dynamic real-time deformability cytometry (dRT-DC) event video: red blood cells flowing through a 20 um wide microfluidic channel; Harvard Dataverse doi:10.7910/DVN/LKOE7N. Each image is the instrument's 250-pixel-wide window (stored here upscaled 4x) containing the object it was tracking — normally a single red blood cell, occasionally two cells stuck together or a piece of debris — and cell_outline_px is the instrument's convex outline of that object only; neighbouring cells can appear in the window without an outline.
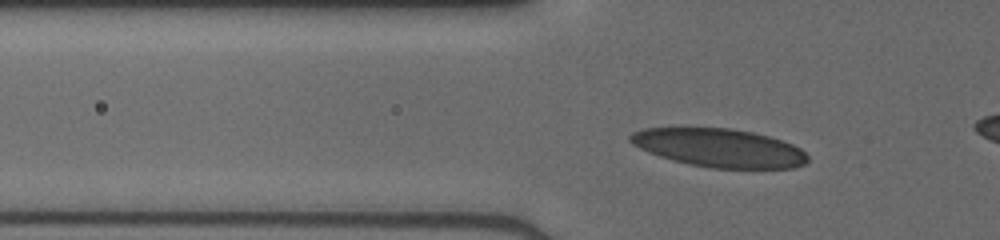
{"species": "human", "species_latin": "Homo sapiens", "temperature_condition": "cold", "stored_images_in_passage": 37, "camera_frame_rate_fps": 3000, "um_per_image_px": 0.085, "donor": {"sex": "male"}, "frame": {"image": 1, "passage_image": 9, "time_ms": 2.667, "image_size_px": [1000, 240], "cell_outline_px": [[808, 160], [804, 164], [792, 168], [712, 168], [688, 164], [660, 156], [648, 152], [632, 144], [628, 140], [628, 136], [632, 132], [644, 128], [728, 128], [752, 132], [768, 136], [792, 144], [800, 148], [808, 156]], "centroid_in_image_um": [61.11, 12.57], "position_along_channel_um": 64.7, "area_um2": 39.54}}
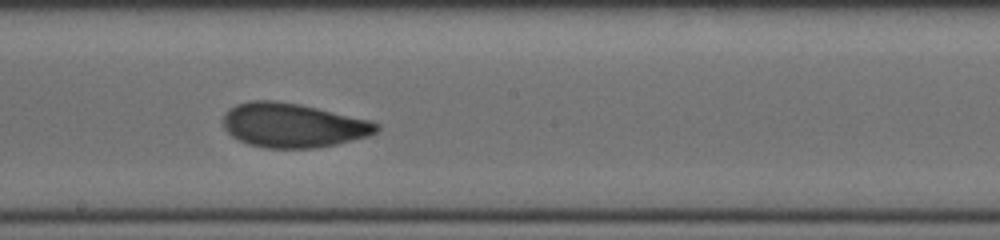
{"frame": {"image": 2, "passage_image": 21, "time_ms": 6.667, "image_size_px": [1000, 240], "cell_outline_px": [[380, 128], [376, 132], [368, 136], [336, 144], [312, 148], [264, 148], [248, 144], [232, 136], [224, 128], [224, 112], [228, 108], [236, 104], [248, 100], [276, 100], [300, 104], [372, 120], [380, 124]], "centroid_in_image_um": [24.9, 10.63], "position_along_channel_um": 223.3, "area_um2": 39.82}}
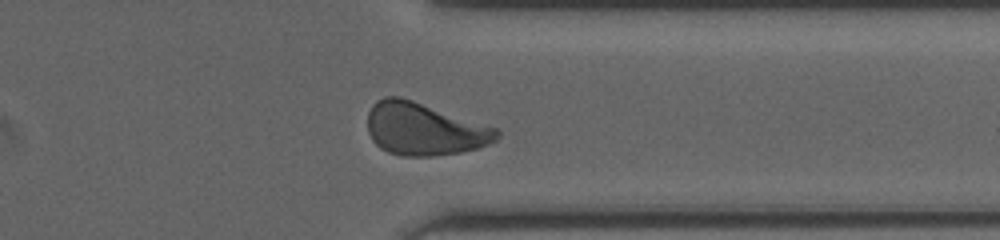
{"frame": {"image": 3, "passage_image": 32, "time_ms": 10.333, "image_size_px": [1000, 240], "cell_outline_px": [[500, 136], [496, 140], [480, 148], [460, 152], [432, 156], [404, 156], [388, 152], [380, 148], [372, 140], [368, 132], [368, 112], [372, 104], [376, 100], [384, 96], [400, 96], [496, 128], [500, 132]], "centroid_in_image_um": [36.03, 10.97], "position_along_channel_um": 375.4, "area_um2": 39.48}}